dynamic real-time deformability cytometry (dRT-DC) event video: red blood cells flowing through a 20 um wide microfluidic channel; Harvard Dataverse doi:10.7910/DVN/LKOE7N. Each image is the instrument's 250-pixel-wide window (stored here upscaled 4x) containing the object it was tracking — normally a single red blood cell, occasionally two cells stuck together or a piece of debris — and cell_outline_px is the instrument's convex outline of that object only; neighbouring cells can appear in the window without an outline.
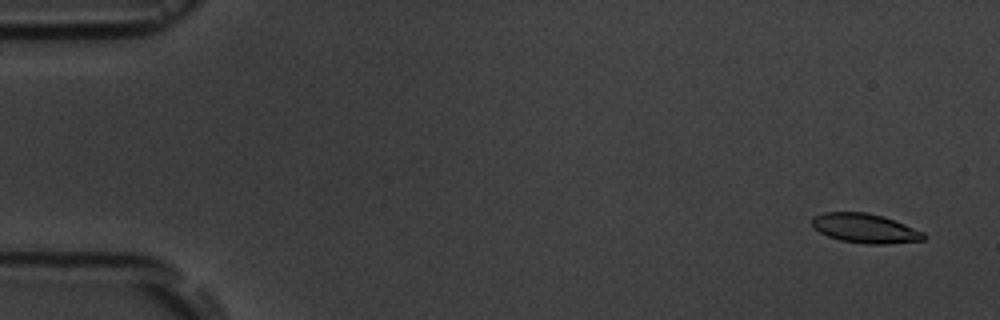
{"species": "common noctule bat (a hibernating species)", "species_latin": "Nyctalus noctula", "temperature_condition": "room temperature", "stored_images_in_passage": 5, "camera_frame_rate_fps": 3000, "um_per_image_px": 0.085, "animal": {"sex": "male", "body_mass_g": 19.5, "forearm_length_mm": 54.6}, "frame": {"image": 1, "passage_image": 1, "time_ms": 0.0, "image_size_px": [1000, 320], "cell_outline_px": [[928, 236], [924, 240], [888, 244], [864, 244], [840, 240], [828, 236], [812, 228], [812, 216], [824, 212], [864, 212], [884, 216], [924, 232]], "centroid_in_image_um": [73.53, 19.41], "position_along_channel_um": 11.5, "area_um2": 19.31}}
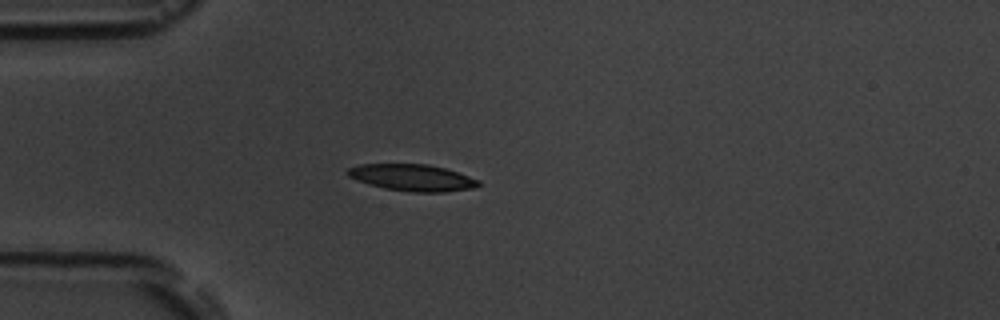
{"frame": {"image": 2, "passage_image": 5, "time_ms": 4.333, "image_size_px": [1000, 320], "cell_outline_px": [[480, 184], [476, 188], [444, 192], [412, 192], [384, 188], [348, 176], [344, 172], [348, 168], [360, 164], [428, 164], [444, 168], [480, 180]], "centroid_in_image_um": [35.07, 15.09], "position_along_channel_um": 49.9, "area_um2": 20.17}}